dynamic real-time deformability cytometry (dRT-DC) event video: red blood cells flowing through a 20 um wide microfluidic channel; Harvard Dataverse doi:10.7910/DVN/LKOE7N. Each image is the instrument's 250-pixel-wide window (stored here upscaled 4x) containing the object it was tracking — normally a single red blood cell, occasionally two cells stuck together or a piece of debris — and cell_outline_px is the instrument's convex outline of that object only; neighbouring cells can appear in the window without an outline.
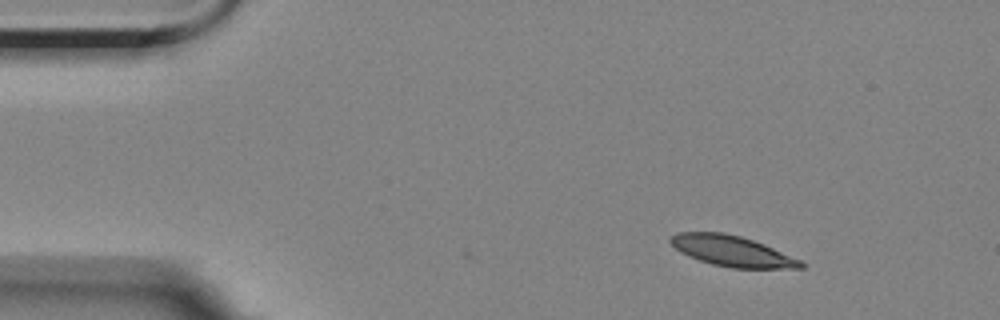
{"species": "Egyptian fruit bat (a non-hibernating species)", "species_latin": "Rousettus aegyptiacus", "temperature_condition": "room temperature", "stored_images_in_passage": 2, "camera_frame_rate_fps": 3000, "um_per_image_px": 0.085, "animal": {"sex": "female"}, "frame": {"image": 1, "passage_image": 2, "time_ms": 0.333, "image_size_px": [1000, 320], "cell_outline_px": [[804, 268], [732, 268], [712, 264], [688, 256], [680, 252], [668, 240], [672, 236], [680, 232], [724, 232], [740, 236], [764, 244], [800, 260], [804, 264]], "centroid_in_image_um": [62.21, 21.34], "position_along_channel_um": 22.8, "area_um2": 23.0}}